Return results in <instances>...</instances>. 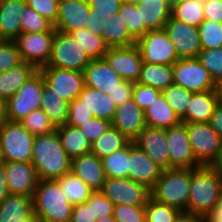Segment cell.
Instances as JSON below:
<instances>
[{
    "instance_id": "48",
    "label": "cell",
    "mask_w": 222,
    "mask_h": 222,
    "mask_svg": "<svg viewBox=\"0 0 222 222\" xmlns=\"http://www.w3.org/2000/svg\"><path fill=\"white\" fill-rule=\"evenodd\" d=\"M23 62L14 41L0 40V74Z\"/></svg>"
},
{
    "instance_id": "30",
    "label": "cell",
    "mask_w": 222,
    "mask_h": 222,
    "mask_svg": "<svg viewBox=\"0 0 222 222\" xmlns=\"http://www.w3.org/2000/svg\"><path fill=\"white\" fill-rule=\"evenodd\" d=\"M147 126L168 129L178 125L181 120L161 93L144 112Z\"/></svg>"
},
{
    "instance_id": "5",
    "label": "cell",
    "mask_w": 222,
    "mask_h": 222,
    "mask_svg": "<svg viewBox=\"0 0 222 222\" xmlns=\"http://www.w3.org/2000/svg\"><path fill=\"white\" fill-rule=\"evenodd\" d=\"M34 137L20 122L4 120L0 124L2 160L32 163Z\"/></svg>"
},
{
    "instance_id": "21",
    "label": "cell",
    "mask_w": 222,
    "mask_h": 222,
    "mask_svg": "<svg viewBox=\"0 0 222 222\" xmlns=\"http://www.w3.org/2000/svg\"><path fill=\"white\" fill-rule=\"evenodd\" d=\"M111 125L132 141L147 126L144 111L140 109L133 99L117 106Z\"/></svg>"
},
{
    "instance_id": "18",
    "label": "cell",
    "mask_w": 222,
    "mask_h": 222,
    "mask_svg": "<svg viewBox=\"0 0 222 222\" xmlns=\"http://www.w3.org/2000/svg\"><path fill=\"white\" fill-rule=\"evenodd\" d=\"M90 10L88 0H59L58 16L53 27L65 33L85 29Z\"/></svg>"
},
{
    "instance_id": "66",
    "label": "cell",
    "mask_w": 222,
    "mask_h": 222,
    "mask_svg": "<svg viewBox=\"0 0 222 222\" xmlns=\"http://www.w3.org/2000/svg\"><path fill=\"white\" fill-rule=\"evenodd\" d=\"M5 120V103L0 98V124Z\"/></svg>"
},
{
    "instance_id": "20",
    "label": "cell",
    "mask_w": 222,
    "mask_h": 222,
    "mask_svg": "<svg viewBox=\"0 0 222 222\" xmlns=\"http://www.w3.org/2000/svg\"><path fill=\"white\" fill-rule=\"evenodd\" d=\"M162 170L133 141L129 143L128 178L142 183L151 189L160 177Z\"/></svg>"
},
{
    "instance_id": "3",
    "label": "cell",
    "mask_w": 222,
    "mask_h": 222,
    "mask_svg": "<svg viewBox=\"0 0 222 222\" xmlns=\"http://www.w3.org/2000/svg\"><path fill=\"white\" fill-rule=\"evenodd\" d=\"M191 185V168L162 170L155 185L150 189L151 198L180 211L188 212Z\"/></svg>"
},
{
    "instance_id": "28",
    "label": "cell",
    "mask_w": 222,
    "mask_h": 222,
    "mask_svg": "<svg viewBox=\"0 0 222 222\" xmlns=\"http://www.w3.org/2000/svg\"><path fill=\"white\" fill-rule=\"evenodd\" d=\"M78 98L94 117L112 121L117 106L108 94L99 90L84 86Z\"/></svg>"
},
{
    "instance_id": "1",
    "label": "cell",
    "mask_w": 222,
    "mask_h": 222,
    "mask_svg": "<svg viewBox=\"0 0 222 222\" xmlns=\"http://www.w3.org/2000/svg\"><path fill=\"white\" fill-rule=\"evenodd\" d=\"M32 165L39 180H56L71 172V159L62 147L56 130L34 137Z\"/></svg>"
},
{
    "instance_id": "8",
    "label": "cell",
    "mask_w": 222,
    "mask_h": 222,
    "mask_svg": "<svg viewBox=\"0 0 222 222\" xmlns=\"http://www.w3.org/2000/svg\"><path fill=\"white\" fill-rule=\"evenodd\" d=\"M144 63L173 65L179 58L166 30H148L136 41Z\"/></svg>"
},
{
    "instance_id": "70",
    "label": "cell",
    "mask_w": 222,
    "mask_h": 222,
    "mask_svg": "<svg viewBox=\"0 0 222 222\" xmlns=\"http://www.w3.org/2000/svg\"><path fill=\"white\" fill-rule=\"evenodd\" d=\"M3 162L2 160V153H1V146H0V164Z\"/></svg>"
},
{
    "instance_id": "11",
    "label": "cell",
    "mask_w": 222,
    "mask_h": 222,
    "mask_svg": "<svg viewBox=\"0 0 222 222\" xmlns=\"http://www.w3.org/2000/svg\"><path fill=\"white\" fill-rule=\"evenodd\" d=\"M174 84L192 93L215 90L209 71L195 58L178 59L173 64Z\"/></svg>"
},
{
    "instance_id": "53",
    "label": "cell",
    "mask_w": 222,
    "mask_h": 222,
    "mask_svg": "<svg viewBox=\"0 0 222 222\" xmlns=\"http://www.w3.org/2000/svg\"><path fill=\"white\" fill-rule=\"evenodd\" d=\"M114 211V204L103 195L100 191H95L92 194V212L96 219L112 216Z\"/></svg>"
},
{
    "instance_id": "26",
    "label": "cell",
    "mask_w": 222,
    "mask_h": 222,
    "mask_svg": "<svg viewBox=\"0 0 222 222\" xmlns=\"http://www.w3.org/2000/svg\"><path fill=\"white\" fill-rule=\"evenodd\" d=\"M216 105L217 95L215 90L193 93L188 109L180 120L186 124L209 122Z\"/></svg>"
},
{
    "instance_id": "46",
    "label": "cell",
    "mask_w": 222,
    "mask_h": 222,
    "mask_svg": "<svg viewBox=\"0 0 222 222\" xmlns=\"http://www.w3.org/2000/svg\"><path fill=\"white\" fill-rule=\"evenodd\" d=\"M197 58L209 71L215 83L222 80V47L216 49H202Z\"/></svg>"
},
{
    "instance_id": "2",
    "label": "cell",
    "mask_w": 222,
    "mask_h": 222,
    "mask_svg": "<svg viewBox=\"0 0 222 222\" xmlns=\"http://www.w3.org/2000/svg\"><path fill=\"white\" fill-rule=\"evenodd\" d=\"M222 190V177L211 167L191 168L188 212L204 217L211 212Z\"/></svg>"
},
{
    "instance_id": "14",
    "label": "cell",
    "mask_w": 222,
    "mask_h": 222,
    "mask_svg": "<svg viewBox=\"0 0 222 222\" xmlns=\"http://www.w3.org/2000/svg\"><path fill=\"white\" fill-rule=\"evenodd\" d=\"M164 29L173 43L179 59L195 58L202 50L198 28L169 17Z\"/></svg>"
},
{
    "instance_id": "51",
    "label": "cell",
    "mask_w": 222,
    "mask_h": 222,
    "mask_svg": "<svg viewBox=\"0 0 222 222\" xmlns=\"http://www.w3.org/2000/svg\"><path fill=\"white\" fill-rule=\"evenodd\" d=\"M93 114L87 110L82 101L77 97L69 103L68 118L66 124L79 127L80 125L93 119Z\"/></svg>"
},
{
    "instance_id": "10",
    "label": "cell",
    "mask_w": 222,
    "mask_h": 222,
    "mask_svg": "<svg viewBox=\"0 0 222 222\" xmlns=\"http://www.w3.org/2000/svg\"><path fill=\"white\" fill-rule=\"evenodd\" d=\"M188 139L196 160L210 166L222 148V139L209 122L186 124Z\"/></svg>"
},
{
    "instance_id": "16",
    "label": "cell",
    "mask_w": 222,
    "mask_h": 222,
    "mask_svg": "<svg viewBox=\"0 0 222 222\" xmlns=\"http://www.w3.org/2000/svg\"><path fill=\"white\" fill-rule=\"evenodd\" d=\"M171 168H197L202 166L195 158L188 139L186 123L180 122L167 129Z\"/></svg>"
},
{
    "instance_id": "50",
    "label": "cell",
    "mask_w": 222,
    "mask_h": 222,
    "mask_svg": "<svg viewBox=\"0 0 222 222\" xmlns=\"http://www.w3.org/2000/svg\"><path fill=\"white\" fill-rule=\"evenodd\" d=\"M161 93L158 89L134 82L132 99L145 112Z\"/></svg>"
},
{
    "instance_id": "59",
    "label": "cell",
    "mask_w": 222,
    "mask_h": 222,
    "mask_svg": "<svg viewBox=\"0 0 222 222\" xmlns=\"http://www.w3.org/2000/svg\"><path fill=\"white\" fill-rule=\"evenodd\" d=\"M209 123L211 127L216 131V133L222 139V105L221 104L217 103V105L215 106V109L213 111V114L211 116Z\"/></svg>"
},
{
    "instance_id": "42",
    "label": "cell",
    "mask_w": 222,
    "mask_h": 222,
    "mask_svg": "<svg viewBox=\"0 0 222 222\" xmlns=\"http://www.w3.org/2000/svg\"><path fill=\"white\" fill-rule=\"evenodd\" d=\"M21 18V33L55 31L53 24L30 6H26Z\"/></svg>"
},
{
    "instance_id": "64",
    "label": "cell",
    "mask_w": 222,
    "mask_h": 222,
    "mask_svg": "<svg viewBox=\"0 0 222 222\" xmlns=\"http://www.w3.org/2000/svg\"><path fill=\"white\" fill-rule=\"evenodd\" d=\"M215 93L217 95V103L222 105V80L215 84Z\"/></svg>"
},
{
    "instance_id": "47",
    "label": "cell",
    "mask_w": 222,
    "mask_h": 222,
    "mask_svg": "<svg viewBox=\"0 0 222 222\" xmlns=\"http://www.w3.org/2000/svg\"><path fill=\"white\" fill-rule=\"evenodd\" d=\"M88 16L89 22L86 28L91 33L101 36L108 46V26L115 14L113 12H95V10H90Z\"/></svg>"
},
{
    "instance_id": "37",
    "label": "cell",
    "mask_w": 222,
    "mask_h": 222,
    "mask_svg": "<svg viewBox=\"0 0 222 222\" xmlns=\"http://www.w3.org/2000/svg\"><path fill=\"white\" fill-rule=\"evenodd\" d=\"M106 177L128 178L129 144L101 159Z\"/></svg>"
},
{
    "instance_id": "36",
    "label": "cell",
    "mask_w": 222,
    "mask_h": 222,
    "mask_svg": "<svg viewBox=\"0 0 222 222\" xmlns=\"http://www.w3.org/2000/svg\"><path fill=\"white\" fill-rule=\"evenodd\" d=\"M171 16L188 25L198 27L205 19L204 1H186L171 9Z\"/></svg>"
},
{
    "instance_id": "22",
    "label": "cell",
    "mask_w": 222,
    "mask_h": 222,
    "mask_svg": "<svg viewBox=\"0 0 222 222\" xmlns=\"http://www.w3.org/2000/svg\"><path fill=\"white\" fill-rule=\"evenodd\" d=\"M85 86L109 94L123 80L104 58L93 59L84 69Z\"/></svg>"
},
{
    "instance_id": "41",
    "label": "cell",
    "mask_w": 222,
    "mask_h": 222,
    "mask_svg": "<svg viewBox=\"0 0 222 222\" xmlns=\"http://www.w3.org/2000/svg\"><path fill=\"white\" fill-rule=\"evenodd\" d=\"M119 15L136 40L148 31L141 22L140 12L135 2L122 3Z\"/></svg>"
},
{
    "instance_id": "39",
    "label": "cell",
    "mask_w": 222,
    "mask_h": 222,
    "mask_svg": "<svg viewBox=\"0 0 222 222\" xmlns=\"http://www.w3.org/2000/svg\"><path fill=\"white\" fill-rule=\"evenodd\" d=\"M136 39L130 34L119 13L112 17L108 26V47H126L136 44Z\"/></svg>"
},
{
    "instance_id": "17",
    "label": "cell",
    "mask_w": 222,
    "mask_h": 222,
    "mask_svg": "<svg viewBox=\"0 0 222 222\" xmlns=\"http://www.w3.org/2000/svg\"><path fill=\"white\" fill-rule=\"evenodd\" d=\"M133 142L163 170L170 169L167 129L146 126Z\"/></svg>"
},
{
    "instance_id": "13",
    "label": "cell",
    "mask_w": 222,
    "mask_h": 222,
    "mask_svg": "<svg viewBox=\"0 0 222 222\" xmlns=\"http://www.w3.org/2000/svg\"><path fill=\"white\" fill-rule=\"evenodd\" d=\"M38 70L52 92L69 103L78 97L85 86L84 72L55 67H41Z\"/></svg>"
},
{
    "instance_id": "31",
    "label": "cell",
    "mask_w": 222,
    "mask_h": 222,
    "mask_svg": "<svg viewBox=\"0 0 222 222\" xmlns=\"http://www.w3.org/2000/svg\"><path fill=\"white\" fill-rule=\"evenodd\" d=\"M33 212V196L9 194L0 203V222H20Z\"/></svg>"
},
{
    "instance_id": "19",
    "label": "cell",
    "mask_w": 222,
    "mask_h": 222,
    "mask_svg": "<svg viewBox=\"0 0 222 222\" xmlns=\"http://www.w3.org/2000/svg\"><path fill=\"white\" fill-rule=\"evenodd\" d=\"M9 194L33 196L39 178L32 163L3 161Z\"/></svg>"
},
{
    "instance_id": "23",
    "label": "cell",
    "mask_w": 222,
    "mask_h": 222,
    "mask_svg": "<svg viewBox=\"0 0 222 222\" xmlns=\"http://www.w3.org/2000/svg\"><path fill=\"white\" fill-rule=\"evenodd\" d=\"M71 172L95 191H99L106 180L102 160L92 153L73 158Z\"/></svg>"
},
{
    "instance_id": "32",
    "label": "cell",
    "mask_w": 222,
    "mask_h": 222,
    "mask_svg": "<svg viewBox=\"0 0 222 222\" xmlns=\"http://www.w3.org/2000/svg\"><path fill=\"white\" fill-rule=\"evenodd\" d=\"M137 83L163 91L174 84L173 65L143 62Z\"/></svg>"
},
{
    "instance_id": "4",
    "label": "cell",
    "mask_w": 222,
    "mask_h": 222,
    "mask_svg": "<svg viewBox=\"0 0 222 222\" xmlns=\"http://www.w3.org/2000/svg\"><path fill=\"white\" fill-rule=\"evenodd\" d=\"M72 203L55 180H39L33 194V211L41 222H70Z\"/></svg>"
},
{
    "instance_id": "54",
    "label": "cell",
    "mask_w": 222,
    "mask_h": 222,
    "mask_svg": "<svg viewBox=\"0 0 222 222\" xmlns=\"http://www.w3.org/2000/svg\"><path fill=\"white\" fill-rule=\"evenodd\" d=\"M110 126V121L94 117L90 121L80 125L79 128L92 143L98 139Z\"/></svg>"
},
{
    "instance_id": "60",
    "label": "cell",
    "mask_w": 222,
    "mask_h": 222,
    "mask_svg": "<svg viewBox=\"0 0 222 222\" xmlns=\"http://www.w3.org/2000/svg\"><path fill=\"white\" fill-rule=\"evenodd\" d=\"M203 222H222V190L215 208L203 217Z\"/></svg>"
},
{
    "instance_id": "55",
    "label": "cell",
    "mask_w": 222,
    "mask_h": 222,
    "mask_svg": "<svg viewBox=\"0 0 222 222\" xmlns=\"http://www.w3.org/2000/svg\"><path fill=\"white\" fill-rule=\"evenodd\" d=\"M92 212V196L86 201V203L74 205L72 207V213L70 222H96Z\"/></svg>"
},
{
    "instance_id": "15",
    "label": "cell",
    "mask_w": 222,
    "mask_h": 222,
    "mask_svg": "<svg viewBox=\"0 0 222 222\" xmlns=\"http://www.w3.org/2000/svg\"><path fill=\"white\" fill-rule=\"evenodd\" d=\"M103 58L123 80L138 81L143 59L136 44L109 48Z\"/></svg>"
},
{
    "instance_id": "61",
    "label": "cell",
    "mask_w": 222,
    "mask_h": 222,
    "mask_svg": "<svg viewBox=\"0 0 222 222\" xmlns=\"http://www.w3.org/2000/svg\"><path fill=\"white\" fill-rule=\"evenodd\" d=\"M9 195L7 176L4 164H0V203Z\"/></svg>"
},
{
    "instance_id": "9",
    "label": "cell",
    "mask_w": 222,
    "mask_h": 222,
    "mask_svg": "<svg viewBox=\"0 0 222 222\" xmlns=\"http://www.w3.org/2000/svg\"><path fill=\"white\" fill-rule=\"evenodd\" d=\"M114 205L145 206L151 197L150 189L130 178L106 177L99 190Z\"/></svg>"
},
{
    "instance_id": "58",
    "label": "cell",
    "mask_w": 222,
    "mask_h": 222,
    "mask_svg": "<svg viewBox=\"0 0 222 222\" xmlns=\"http://www.w3.org/2000/svg\"><path fill=\"white\" fill-rule=\"evenodd\" d=\"M89 7L95 12L119 13L122 2L120 0H88Z\"/></svg>"
},
{
    "instance_id": "6",
    "label": "cell",
    "mask_w": 222,
    "mask_h": 222,
    "mask_svg": "<svg viewBox=\"0 0 222 222\" xmlns=\"http://www.w3.org/2000/svg\"><path fill=\"white\" fill-rule=\"evenodd\" d=\"M44 78L38 70L5 102V120L20 122L30 112L41 109Z\"/></svg>"
},
{
    "instance_id": "63",
    "label": "cell",
    "mask_w": 222,
    "mask_h": 222,
    "mask_svg": "<svg viewBox=\"0 0 222 222\" xmlns=\"http://www.w3.org/2000/svg\"><path fill=\"white\" fill-rule=\"evenodd\" d=\"M210 166L222 177V148Z\"/></svg>"
},
{
    "instance_id": "52",
    "label": "cell",
    "mask_w": 222,
    "mask_h": 222,
    "mask_svg": "<svg viewBox=\"0 0 222 222\" xmlns=\"http://www.w3.org/2000/svg\"><path fill=\"white\" fill-rule=\"evenodd\" d=\"M25 2L53 25L55 24L58 16L59 0H25Z\"/></svg>"
},
{
    "instance_id": "43",
    "label": "cell",
    "mask_w": 222,
    "mask_h": 222,
    "mask_svg": "<svg viewBox=\"0 0 222 222\" xmlns=\"http://www.w3.org/2000/svg\"><path fill=\"white\" fill-rule=\"evenodd\" d=\"M197 28L202 49L222 47V23L204 19Z\"/></svg>"
},
{
    "instance_id": "33",
    "label": "cell",
    "mask_w": 222,
    "mask_h": 222,
    "mask_svg": "<svg viewBox=\"0 0 222 222\" xmlns=\"http://www.w3.org/2000/svg\"><path fill=\"white\" fill-rule=\"evenodd\" d=\"M55 181L59 184L62 194L73 206L86 203L95 192L94 189L88 186L79 177L75 176L72 172L65 174Z\"/></svg>"
},
{
    "instance_id": "49",
    "label": "cell",
    "mask_w": 222,
    "mask_h": 222,
    "mask_svg": "<svg viewBox=\"0 0 222 222\" xmlns=\"http://www.w3.org/2000/svg\"><path fill=\"white\" fill-rule=\"evenodd\" d=\"M116 222H146L145 206L114 205Z\"/></svg>"
},
{
    "instance_id": "69",
    "label": "cell",
    "mask_w": 222,
    "mask_h": 222,
    "mask_svg": "<svg viewBox=\"0 0 222 222\" xmlns=\"http://www.w3.org/2000/svg\"><path fill=\"white\" fill-rule=\"evenodd\" d=\"M122 3L135 2L136 0H120Z\"/></svg>"
},
{
    "instance_id": "65",
    "label": "cell",
    "mask_w": 222,
    "mask_h": 222,
    "mask_svg": "<svg viewBox=\"0 0 222 222\" xmlns=\"http://www.w3.org/2000/svg\"><path fill=\"white\" fill-rule=\"evenodd\" d=\"M20 222H41V219L33 211L29 216L23 218Z\"/></svg>"
},
{
    "instance_id": "24",
    "label": "cell",
    "mask_w": 222,
    "mask_h": 222,
    "mask_svg": "<svg viewBox=\"0 0 222 222\" xmlns=\"http://www.w3.org/2000/svg\"><path fill=\"white\" fill-rule=\"evenodd\" d=\"M25 0H3L0 2V40L14 41L21 34V18Z\"/></svg>"
},
{
    "instance_id": "56",
    "label": "cell",
    "mask_w": 222,
    "mask_h": 222,
    "mask_svg": "<svg viewBox=\"0 0 222 222\" xmlns=\"http://www.w3.org/2000/svg\"><path fill=\"white\" fill-rule=\"evenodd\" d=\"M134 82L122 80L119 87L115 88L108 95L116 106L122 105L132 99Z\"/></svg>"
},
{
    "instance_id": "44",
    "label": "cell",
    "mask_w": 222,
    "mask_h": 222,
    "mask_svg": "<svg viewBox=\"0 0 222 222\" xmlns=\"http://www.w3.org/2000/svg\"><path fill=\"white\" fill-rule=\"evenodd\" d=\"M20 123L34 136L49 134L56 129L42 109L30 112Z\"/></svg>"
},
{
    "instance_id": "45",
    "label": "cell",
    "mask_w": 222,
    "mask_h": 222,
    "mask_svg": "<svg viewBox=\"0 0 222 222\" xmlns=\"http://www.w3.org/2000/svg\"><path fill=\"white\" fill-rule=\"evenodd\" d=\"M181 211L149 198L145 205L146 222H174Z\"/></svg>"
},
{
    "instance_id": "29",
    "label": "cell",
    "mask_w": 222,
    "mask_h": 222,
    "mask_svg": "<svg viewBox=\"0 0 222 222\" xmlns=\"http://www.w3.org/2000/svg\"><path fill=\"white\" fill-rule=\"evenodd\" d=\"M55 130L60 138L62 147L71 160L90 153L91 142L79 127L64 124L56 126Z\"/></svg>"
},
{
    "instance_id": "38",
    "label": "cell",
    "mask_w": 222,
    "mask_h": 222,
    "mask_svg": "<svg viewBox=\"0 0 222 222\" xmlns=\"http://www.w3.org/2000/svg\"><path fill=\"white\" fill-rule=\"evenodd\" d=\"M69 34L81 43L92 60L103 58L109 49L101 36L91 33L87 28L71 31Z\"/></svg>"
},
{
    "instance_id": "27",
    "label": "cell",
    "mask_w": 222,
    "mask_h": 222,
    "mask_svg": "<svg viewBox=\"0 0 222 222\" xmlns=\"http://www.w3.org/2000/svg\"><path fill=\"white\" fill-rule=\"evenodd\" d=\"M38 69L27 62L12 67L10 70L0 74V98L5 103L20 87L29 80Z\"/></svg>"
},
{
    "instance_id": "62",
    "label": "cell",
    "mask_w": 222,
    "mask_h": 222,
    "mask_svg": "<svg viewBox=\"0 0 222 222\" xmlns=\"http://www.w3.org/2000/svg\"><path fill=\"white\" fill-rule=\"evenodd\" d=\"M174 222H203V217L190 212L181 211Z\"/></svg>"
},
{
    "instance_id": "40",
    "label": "cell",
    "mask_w": 222,
    "mask_h": 222,
    "mask_svg": "<svg viewBox=\"0 0 222 222\" xmlns=\"http://www.w3.org/2000/svg\"><path fill=\"white\" fill-rule=\"evenodd\" d=\"M166 102L172 107L175 114L181 119L189 106L191 101L192 92L185 88L172 84L162 91Z\"/></svg>"
},
{
    "instance_id": "7",
    "label": "cell",
    "mask_w": 222,
    "mask_h": 222,
    "mask_svg": "<svg viewBox=\"0 0 222 222\" xmlns=\"http://www.w3.org/2000/svg\"><path fill=\"white\" fill-rule=\"evenodd\" d=\"M92 61L79 41L69 33L55 30L52 52L48 64L55 67L83 72Z\"/></svg>"
},
{
    "instance_id": "67",
    "label": "cell",
    "mask_w": 222,
    "mask_h": 222,
    "mask_svg": "<svg viewBox=\"0 0 222 222\" xmlns=\"http://www.w3.org/2000/svg\"><path fill=\"white\" fill-rule=\"evenodd\" d=\"M96 222H116V220L114 219L112 215V216L103 217L101 219H97Z\"/></svg>"
},
{
    "instance_id": "12",
    "label": "cell",
    "mask_w": 222,
    "mask_h": 222,
    "mask_svg": "<svg viewBox=\"0 0 222 222\" xmlns=\"http://www.w3.org/2000/svg\"><path fill=\"white\" fill-rule=\"evenodd\" d=\"M55 31L40 33H21L14 42L23 62L34 65L37 69L48 64L52 52Z\"/></svg>"
},
{
    "instance_id": "57",
    "label": "cell",
    "mask_w": 222,
    "mask_h": 222,
    "mask_svg": "<svg viewBox=\"0 0 222 222\" xmlns=\"http://www.w3.org/2000/svg\"><path fill=\"white\" fill-rule=\"evenodd\" d=\"M204 17L206 20L222 23V1L204 0Z\"/></svg>"
},
{
    "instance_id": "34",
    "label": "cell",
    "mask_w": 222,
    "mask_h": 222,
    "mask_svg": "<svg viewBox=\"0 0 222 222\" xmlns=\"http://www.w3.org/2000/svg\"><path fill=\"white\" fill-rule=\"evenodd\" d=\"M132 140L112 125L94 142L91 143L90 153L102 159L114 151L126 147Z\"/></svg>"
},
{
    "instance_id": "35",
    "label": "cell",
    "mask_w": 222,
    "mask_h": 222,
    "mask_svg": "<svg viewBox=\"0 0 222 222\" xmlns=\"http://www.w3.org/2000/svg\"><path fill=\"white\" fill-rule=\"evenodd\" d=\"M41 109L48 115L55 126L66 124L69 102L52 92L46 84H44Z\"/></svg>"
},
{
    "instance_id": "68",
    "label": "cell",
    "mask_w": 222,
    "mask_h": 222,
    "mask_svg": "<svg viewBox=\"0 0 222 222\" xmlns=\"http://www.w3.org/2000/svg\"><path fill=\"white\" fill-rule=\"evenodd\" d=\"M169 1H170L171 7H173L177 4H180V3H183V2H186V1H193V0H169ZM197 1H204V0H197Z\"/></svg>"
},
{
    "instance_id": "25",
    "label": "cell",
    "mask_w": 222,
    "mask_h": 222,
    "mask_svg": "<svg viewBox=\"0 0 222 222\" xmlns=\"http://www.w3.org/2000/svg\"><path fill=\"white\" fill-rule=\"evenodd\" d=\"M140 12L141 22L147 30L164 28L171 16L169 0H136Z\"/></svg>"
}]
</instances>
